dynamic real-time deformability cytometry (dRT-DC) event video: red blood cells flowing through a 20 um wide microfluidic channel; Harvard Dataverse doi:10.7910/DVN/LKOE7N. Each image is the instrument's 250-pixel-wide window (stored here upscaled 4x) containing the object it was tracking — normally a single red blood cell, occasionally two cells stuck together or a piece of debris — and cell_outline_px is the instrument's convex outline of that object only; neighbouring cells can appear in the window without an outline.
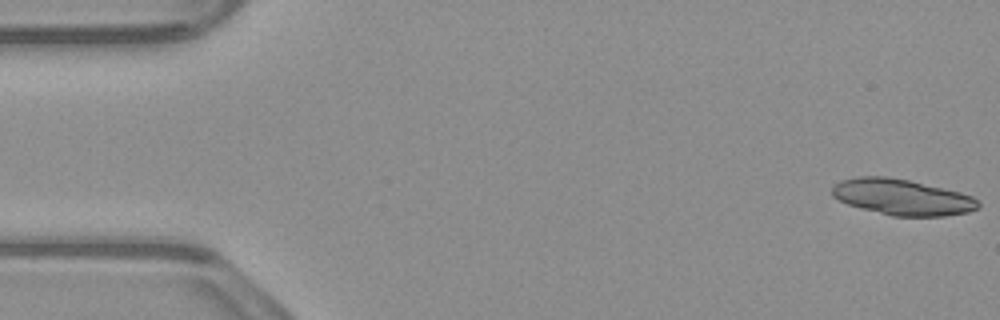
{"species": "common noctule bat (a hibernating species)", "species_latin": "Nyctalus noctula", "temperature_condition": "warm", "stored_images_in_passage": 54, "camera_frame_rate_fps": 3000, "um_per_image_px": 0.085, "animal": {"sex": "male", "body_mass_g": 23.1, "forearm_length_mm": 52.7}, "frame": {"image": 1, "passage_image": 1, "time_ms": 0.0, "image_size_px": [1000, 320], "cell_outline_px": [[980, 208], [968, 212], [944, 216], [892, 216], [848, 204], [832, 196], [832, 184], [840, 180], [860, 176], [888, 176], [908, 180], [960, 192], [972, 196], [980, 204]], "centroid_in_image_um": [76.67, 16.75], "position_along_channel_um": 8.3, "area_um2": 30.52}}
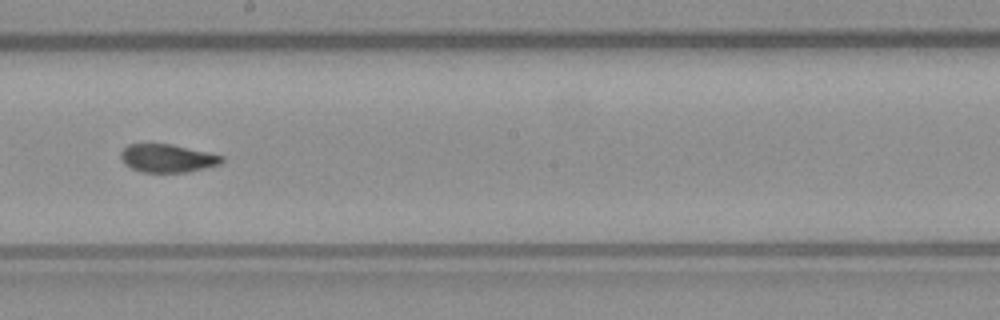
{"frame": {"image": 2, "passage_image": 30, "time_ms": 9.667, "image_size_px": [1000, 320], "cell_outline_px": [[224, 160], [220, 164], [188, 172], [140, 172], [124, 164], [120, 156], [120, 152], [128, 144], [172, 144], [208, 152], [224, 156]], "centroid_in_image_um": [14.23, 13.45], "position_along_channel_um": 234.0, "area_um2": 16.59}}
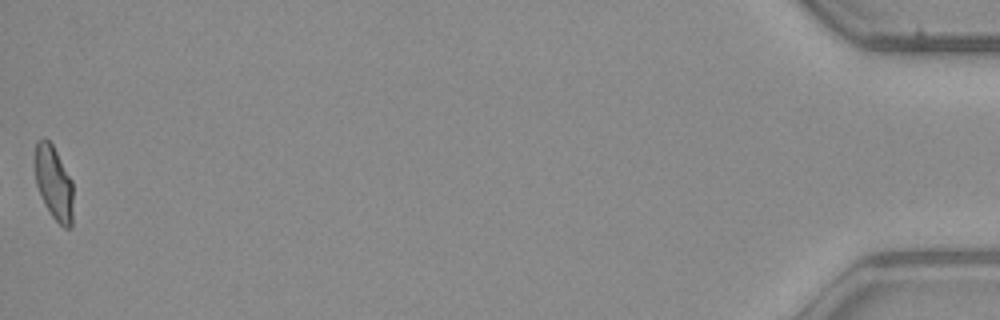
{"frame": {"image": 3, "passage_image": 54, "time_ms": 17.667, "image_size_px": [1000, 320], "cell_outline_px": [[72, 228], [64, 228], [52, 216], [44, 204], [36, 184], [36, 140], [44, 136], [52, 144], [72, 180]], "centroid_in_image_um": [4.58, 15.55], "position_along_channel_um": 430.6, "area_um2": 16.3}, "authors_computed_cell_mechanics": {"area_um2": 17.3978, "velocity_mm_per_s": 3.8207, "shape_relaxation_time_tau1_ms": null, "shape_relaxation_time_tau2_ms": 1.5727, "deformation_change_tau1": null, "deformation_change_tau2": 0.0622}}